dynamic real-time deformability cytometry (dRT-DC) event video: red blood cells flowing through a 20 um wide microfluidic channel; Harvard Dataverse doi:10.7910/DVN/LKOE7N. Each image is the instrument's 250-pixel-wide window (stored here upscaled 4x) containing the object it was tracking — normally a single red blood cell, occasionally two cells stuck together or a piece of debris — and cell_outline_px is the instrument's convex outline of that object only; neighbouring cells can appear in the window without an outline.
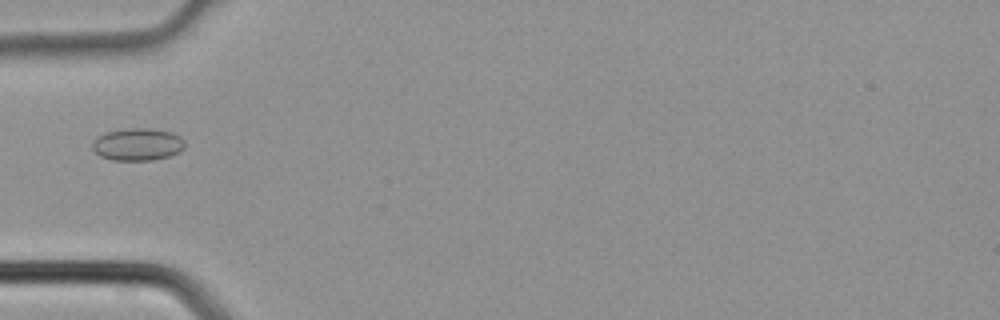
{"species": "common noctule bat (a hibernating species)", "species_latin": "Nyctalus noctula", "temperature_condition": "cold", "stored_images_in_passage": 1, "camera_frame_rate_fps": 3000, "um_per_image_px": 0.085, "animal": {"sex": "male", "body_mass_g": 21.5, "forearm_length_mm": 52.0}, "frame": {"image": 1, "passage_image": 1, "time_ms": 0.0, "image_size_px": [1000, 320], "cell_outline_px": [[184, 148], [180, 152], [168, 156], [152, 160], [112, 160], [100, 156], [92, 148], [92, 140], [96, 136], [104, 132], [132, 128], [148, 128], [172, 132], [180, 136], [184, 140]], "centroid_in_image_um": [11.68, 12.26], "position_along_channel_um": 73.3, "area_um2": 17.57}}